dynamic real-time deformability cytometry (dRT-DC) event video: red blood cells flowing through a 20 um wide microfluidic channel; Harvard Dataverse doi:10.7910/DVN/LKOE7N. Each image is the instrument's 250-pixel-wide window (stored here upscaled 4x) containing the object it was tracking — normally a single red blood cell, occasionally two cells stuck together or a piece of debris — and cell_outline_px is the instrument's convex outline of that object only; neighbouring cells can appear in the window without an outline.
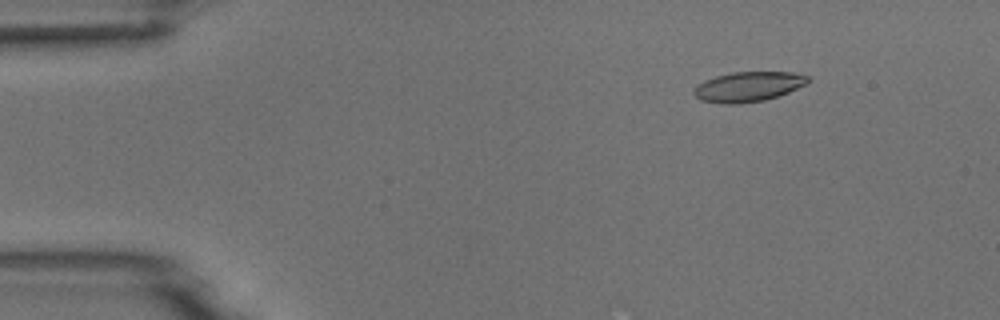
{"species": "common noctule bat (a hibernating species)", "species_latin": "Nyctalus noctula", "temperature_condition": "room temperature", "stored_images_in_passage": 7, "camera_frame_rate_fps": 3000, "um_per_image_px": 0.085, "animal": {"sex": "male", "body_mass_g": 18.8}, "frame": {"image": 1, "passage_image": 2, "time_ms": 1.333, "image_size_px": [1000, 320], "cell_outline_px": [[812, 80], [808, 84], [788, 92], [764, 100], [736, 104], [720, 104], [700, 100], [692, 92], [696, 84], [704, 80], [716, 76], [732, 72], [792, 72], [808, 76]], "centroid_in_image_um": [63.59, 7.36], "position_along_channel_um": 21.4, "area_um2": 20.06}}
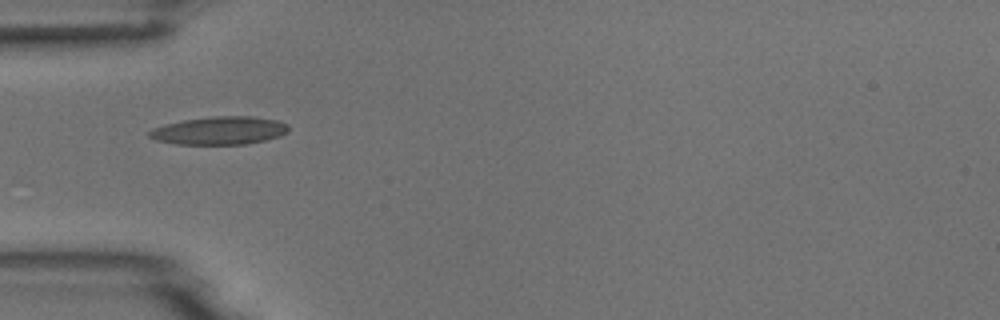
{"frame": {"image": 2, "passage_image": 5, "time_ms": 4.667, "image_size_px": [1000, 320], "cell_outline_px": [[288, 132], [280, 136], [248, 144], [176, 144], [156, 140], [148, 136], [148, 132], [152, 128], [184, 120], [212, 116], [252, 116], [276, 120], [288, 124]], "centroid_in_image_um": [18.67, 11.1], "position_along_channel_um": 66.3, "area_um2": 22.66}}